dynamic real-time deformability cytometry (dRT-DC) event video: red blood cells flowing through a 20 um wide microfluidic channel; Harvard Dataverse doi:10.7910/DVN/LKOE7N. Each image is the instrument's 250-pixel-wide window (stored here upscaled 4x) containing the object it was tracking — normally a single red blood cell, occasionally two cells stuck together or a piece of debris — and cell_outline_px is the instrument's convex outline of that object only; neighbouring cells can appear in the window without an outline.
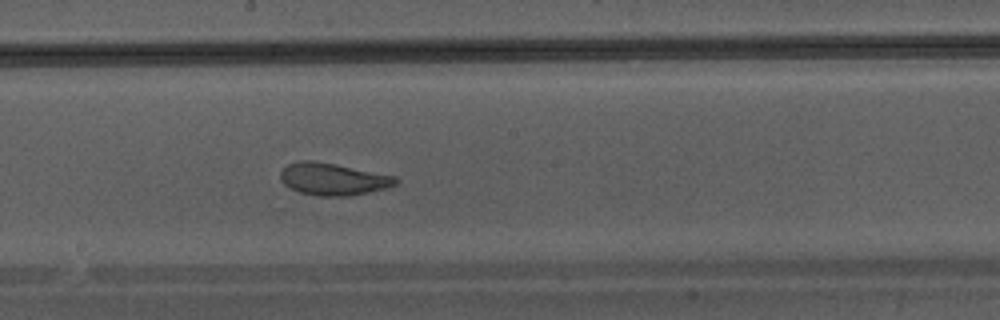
{"species": "Egyptian fruit bat (a non-hibernating species)", "species_latin": "Rousettus aegyptiacus", "temperature_condition": "warm", "stored_images_in_passage": 36, "camera_frame_rate_fps": 3000, "um_per_image_px": 0.085, "animal": {"sex": "male"}, "frame": {"image": 1, "passage_image": 25, "time_ms": 8.0, "image_size_px": [1000, 320], "cell_outline_px": [[400, 180], [396, 184], [384, 188], [368, 192], [348, 196], [316, 196], [300, 192], [288, 188], [280, 180], [280, 172], [288, 164], [300, 160], [312, 160], [336, 164], [396, 176]], "centroid_in_image_um": [28.28, 15.22], "position_along_channel_um": 219.9, "area_um2": 21.68}}
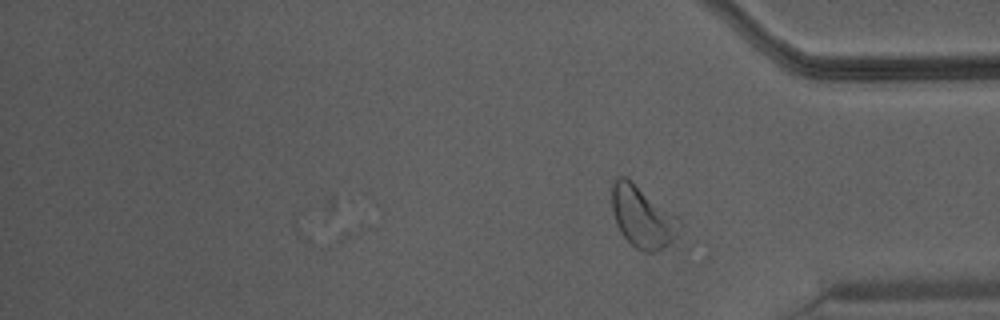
{"frame": {"image": 2, "passage_image": 36, "time_ms": 11.667, "image_size_px": [1000, 320], "cell_outline_px": [[680, 228], [672, 240], [668, 244], [652, 252], [644, 252], [636, 248], [620, 232], [616, 224], [612, 212], [612, 184], [616, 176], [624, 176], [632, 180], [676, 216], [680, 220]], "centroid_in_image_um": [54.56, 18.4], "position_along_channel_um": 380.6, "area_um2": 23.93}}